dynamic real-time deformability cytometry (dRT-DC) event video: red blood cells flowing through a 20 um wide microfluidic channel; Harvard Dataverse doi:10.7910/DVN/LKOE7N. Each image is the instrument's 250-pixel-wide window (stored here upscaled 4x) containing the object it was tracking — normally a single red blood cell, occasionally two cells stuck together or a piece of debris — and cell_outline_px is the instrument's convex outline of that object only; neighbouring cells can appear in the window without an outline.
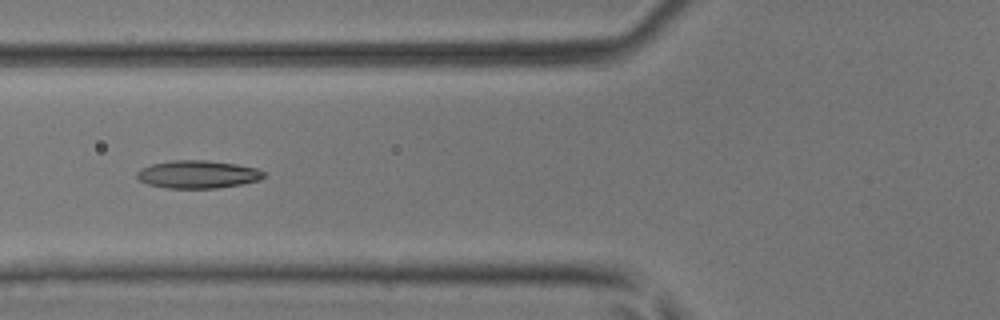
{"species": "common noctule bat (a hibernating species)", "species_latin": "Nyctalus noctula", "temperature_condition": "room temperature", "stored_images_in_passage": 49, "camera_frame_rate_fps": 3000, "um_per_image_px": 0.085, "animal": {"sex": "male", "body_mass_g": 17.9, "forearm_length_mm": 54.2}, "frame": {"image": 1, "passage_image": 19, "time_ms": 6.0, "image_size_px": [1000, 320], "cell_outline_px": [[264, 176], [260, 180], [244, 184], [216, 188], [168, 188], [148, 184], [140, 180], [136, 176], [136, 172], [140, 168], [152, 164], [172, 160], [208, 160], [236, 164], [256, 168], [264, 172]], "centroid_in_image_um": [16.81, 14.82], "position_along_channel_um": 109.0, "area_um2": 20.63}}
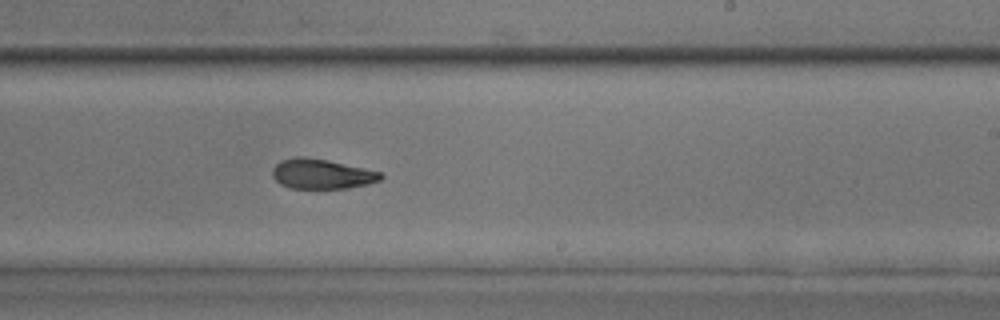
{"frame": {"image": 2, "passage_image": 30, "time_ms": 9.667, "image_size_px": [1000, 320], "cell_outline_px": [[384, 176], [380, 180], [368, 184], [348, 188], [288, 188], [280, 184], [272, 176], [272, 168], [280, 160], [296, 156], [304, 156], [328, 160], [364, 168], [380, 172]], "centroid_in_image_um": [27.31, 14.78], "position_along_channel_um": 261.7, "area_um2": 18.96}}
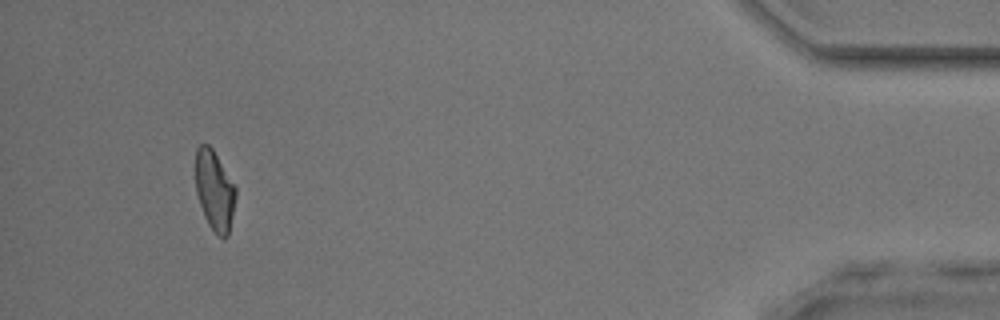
{"frame": {"image": 3, "passage_image": 46, "time_ms": 15.0, "image_size_px": [1000, 320], "cell_outline_px": [[236, 196], [228, 236], [224, 240], [216, 236], [208, 224], [204, 216], [196, 192], [196, 148], [200, 144], [208, 144], [212, 148], [236, 188]], "centroid_in_image_um": [18.23, 16.24], "position_along_channel_um": 417.0, "area_um2": 18.67}, "authors_computed_cell_mechanics": {"area_um2": 19.8254, "velocity_mm_per_s": 4.1828, "shape_relaxation_time_tau1_ms": 11.1965, "shape_relaxation_time_tau2_ms": 2.4676, "deformation_change_tau1": 0.2586, "deformation_change_tau2": 0.0976}}